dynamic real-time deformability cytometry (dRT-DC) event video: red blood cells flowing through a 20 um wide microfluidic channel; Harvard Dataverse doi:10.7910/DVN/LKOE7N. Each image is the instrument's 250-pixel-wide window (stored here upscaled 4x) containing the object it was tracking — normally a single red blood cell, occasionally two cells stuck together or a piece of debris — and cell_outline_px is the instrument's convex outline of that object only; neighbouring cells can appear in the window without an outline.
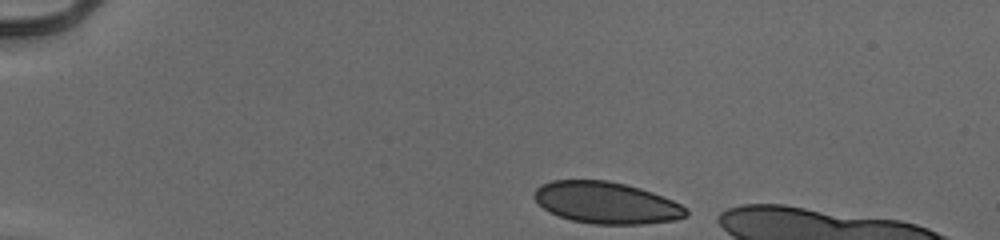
{"species": "human", "species_latin": "Homo sapiens", "temperature_condition": "cold", "stored_images_in_passage": 40, "camera_frame_rate_fps": 3000, "um_per_image_px": 0.085, "donor": {"sex": "male"}, "frame": {"image": 1, "passage_image": 1, "time_ms": 0.0, "image_size_px": [1000, 240], "cell_outline_px": [[688, 216], [676, 220], [640, 224], [596, 224], [572, 220], [548, 212], [532, 196], [536, 188], [540, 184], [552, 180], [608, 180], [640, 188], [652, 192], [672, 200], [688, 208]], "centroid_in_image_um": [51.54, 17.23], "position_along_channel_um": 33.5, "area_um2": 36.93}}
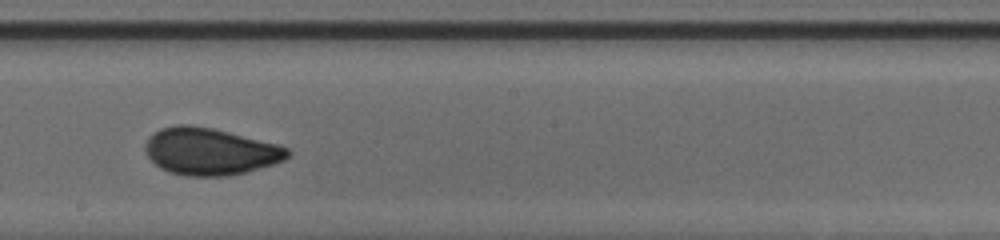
{"frame": {"image": 2, "passage_image": 22, "time_ms": 7.0, "image_size_px": [1000, 240], "cell_outline_px": [[292, 152], [284, 160], [272, 164], [244, 172], [228, 176], [188, 176], [168, 172], [160, 168], [148, 156], [144, 148], [148, 136], [160, 128], [176, 124], [188, 124], [212, 128], [280, 144], [288, 148]], "centroid_in_image_um": [17.84, 12.86], "position_along_channel_um": 230.4, "area_um2": 39.13}}
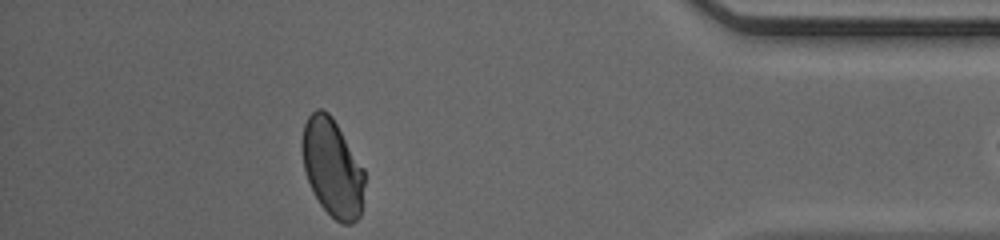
{"frame": {"image": 3, "passage_image": 38, "time_ms": 12.333, "image_size_px": [1000, 240], "cell_outline_px": [[364, 184], [360, 216], [352, 224], [344, 224], [336, 220], [320, 204], [308, 180], [304, 168], [300, 148], [300, 144], [304, 124], [308, 116], [316, 108], [320, 108], [328, 112], [332, 116], [364, 168]], "centroid_in_image_um": [28.24, 14.22], "position_along_channel_um": 407.0, "area_um2": 35.6}}